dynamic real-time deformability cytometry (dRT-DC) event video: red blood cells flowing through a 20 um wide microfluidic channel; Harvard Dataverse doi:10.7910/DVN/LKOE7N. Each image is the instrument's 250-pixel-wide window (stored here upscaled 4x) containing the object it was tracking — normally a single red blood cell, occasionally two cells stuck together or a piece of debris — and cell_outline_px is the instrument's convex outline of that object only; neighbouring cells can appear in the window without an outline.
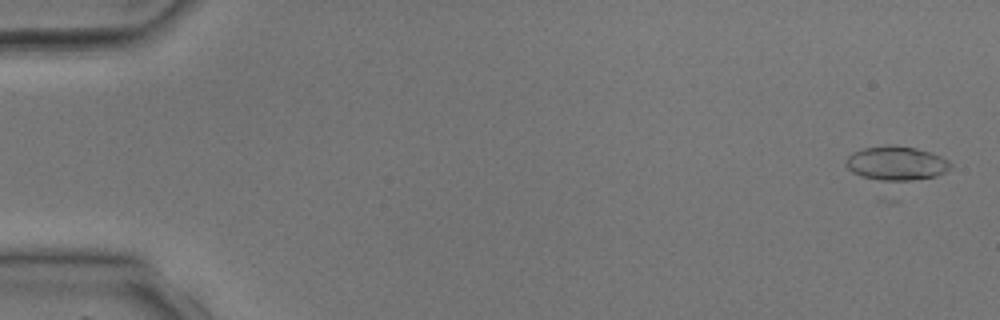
{"species": "common noctule bat (a hibernating species)", "species_latin": "Nyctalus noctula", "temperature_condition": "room temperature", "stored_images_in_passage": 4, "camera_frame_rate_fps": 3000, "um_per_image_px": 0.085, "animal": {"sex": "male", "body_mass_g": 17.9, "forearm_length_mm": 54.2}, "frame": {"image": 1, "passage_image": 1, "time_ms": 0.0, "image_size_px": [1000, 320], "cell_outline_px": [[952, 168], [936, 176], [896, 184], [892, 184], [864, 176], [852, 172], [844, 164], [844, 160], [852, 152], [864, 148], [892, 144], [916, 148], [932, 152], [948, 160], [952, 164]], "centroid_in_image_um": [76.19, 13.91], "position_along_channel_um": 8.8, "area_um2": 21.5}}
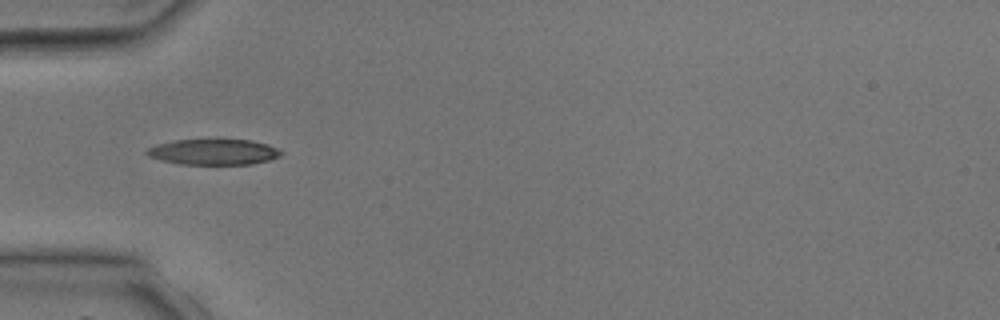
{"frame": {"image": 2, "passage_image": 4, "time_ms": 4.0, "image_size_px": [1000, 320], "cell_outline_px": [[284, 152], [280, 156], [268, 160], [252, 164], [180, 164], [160, 160], [148, 156], [144, 152], [148, 148], [156, 144], [176, 140], [216, 136], [252, 140], [268, 144]], "centroid_in_image_um": [18.15, 12.86], "position_along_channel_um": 66.9, "area_um2": 21.15}}